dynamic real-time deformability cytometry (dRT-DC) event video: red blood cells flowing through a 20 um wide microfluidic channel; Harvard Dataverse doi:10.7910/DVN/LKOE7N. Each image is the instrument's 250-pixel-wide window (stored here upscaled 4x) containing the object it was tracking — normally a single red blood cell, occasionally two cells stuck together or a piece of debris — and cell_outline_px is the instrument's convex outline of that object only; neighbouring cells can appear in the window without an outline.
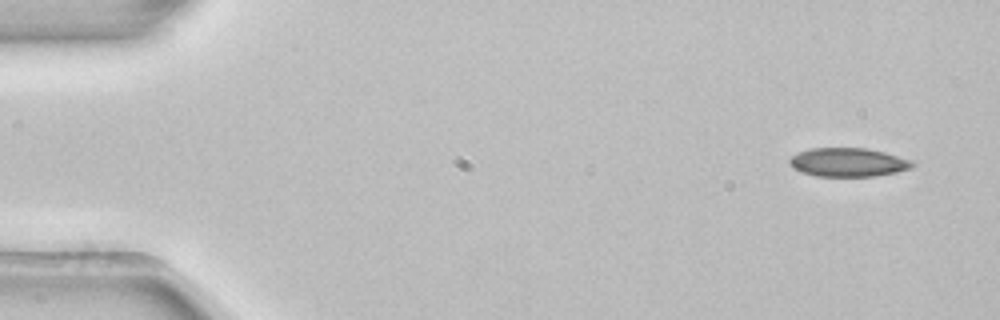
{"species": "common noctule bat (a hibernating species)", "species_latin": "Nyctalus noctula", "temperature_condition": "room temperature", "stored_images_in_passage": 3, "camera_frame_rate_fps": 3000, "um_per_image_px": 0.085, "animal": {"sex": "female", "body_mass_g": 22.7, "forearm_length_mm": 54.2}, "frame": {"image": 1, "passage_image": 1, "time_ms": 0.0, "image_size_px": [1000, 320], "cell_outline_px": [[916, 164], [912, 168], [896, 172], [876, 176], [816, 176], [800, 172], [792, 168], [788, 164], [788, 160], [792, 156], [800, 152], [812, 148], [868, 148], [884, 152], [908, 160]], "centroid_in_image_um": [72.05, 13.8], "position_along_channel_um": 13.0, "area_um2": 20.52}}
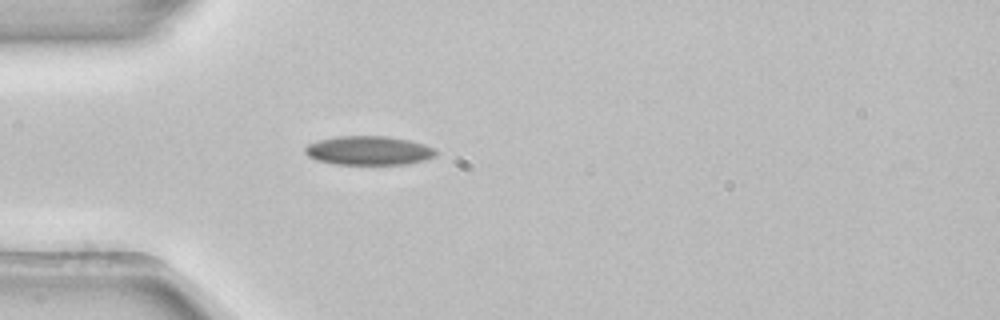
{"frame": {"image": 2, "passage_image": 3, "time_ms": 0.667, "image_size_px": [1000, 320], "cell_outline_px": [[436, 156], [424, 160], [404, 164], [336, 164], [316, 160], [308, 156], [304, 152], [304, 148], [308, 144], [316, 140], [336, 136], [388, 136], [408, 140], [424, 144], [432, 148], [436, 152]], "centroid_in_image_um": [31.29, 12.79], "position_along_channel_um": 53.7, "area_um2": 22.08}}